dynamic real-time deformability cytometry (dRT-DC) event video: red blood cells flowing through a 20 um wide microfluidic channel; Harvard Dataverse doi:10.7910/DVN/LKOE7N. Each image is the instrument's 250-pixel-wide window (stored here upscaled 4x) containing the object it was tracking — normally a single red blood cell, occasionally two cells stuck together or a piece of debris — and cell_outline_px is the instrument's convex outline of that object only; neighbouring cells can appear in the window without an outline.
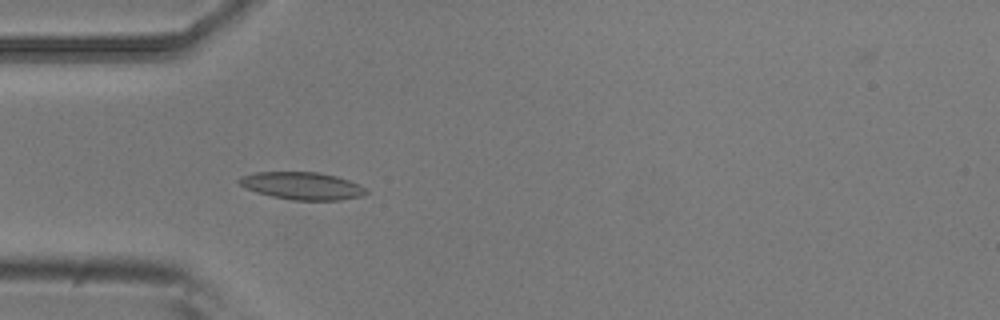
{"species": "common noctule bat (a hibernating species)", "species_latin": "Nyctalus noctula", "temperature_condition": "room temperature", "stored_images_in_passage": 5, "camera_frame_rate_fps": 3000, "um_per_image_px": 0.085, "animal": {"sex": "male", "body_mass_g": 20.5, "forearm_length_mm": 52.5}, "frame": {"image": 1, "passage_image": 5, "time_ms": 1.333, "image_size_px": [1000, 320], "cell_outline_px": [[368, 192], [364, 196], [340, 200], [292, 200], [272, 196], [256, 192], [244, 188], [236, 180], [240, 176], [256, 172], [320, 172], [336, 176], [360, 184]], "centroid_in_image_um": [25.67, 15.79], "position_along_channel_um": 59.3, "area_um2": 20.46}}